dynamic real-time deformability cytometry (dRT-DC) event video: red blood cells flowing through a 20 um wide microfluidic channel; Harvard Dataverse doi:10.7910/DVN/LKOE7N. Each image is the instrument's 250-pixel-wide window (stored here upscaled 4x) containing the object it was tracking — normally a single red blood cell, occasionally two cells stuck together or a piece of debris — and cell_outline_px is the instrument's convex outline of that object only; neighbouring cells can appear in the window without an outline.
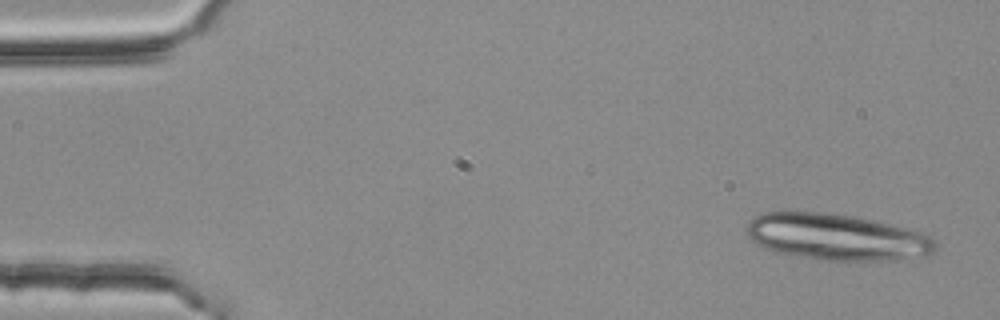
{"species": "common noctule bat (a hibernating species)", "species_latin": "Nyctalus noctula", "temperature_condition": "room temperature", "stored_images_in_passage": 5, "camera_frame_rate_fps": 3000, "um_per_image_px": 0.085, "animal": {"sex": "female", "body_mass_g": 25.1}, "frame": {"image": 1, "passage_image": 1, "time_ms": 0.0, "image_size_px": [1000, 320], "cell_outline_px": [[936, 248], [928, 256], [884, 260], [820, 260], [776, 252], [756, 244], [748, 236], [748, 224], [756, 216], [764, 212], [816, 212], [852, 216], [872, 220], [920, 232], [936, 240]], "centroid_in_image_um": [71.12, 20.16], "position_along_channel_um": 13.9, "area_um2": 50.34}}